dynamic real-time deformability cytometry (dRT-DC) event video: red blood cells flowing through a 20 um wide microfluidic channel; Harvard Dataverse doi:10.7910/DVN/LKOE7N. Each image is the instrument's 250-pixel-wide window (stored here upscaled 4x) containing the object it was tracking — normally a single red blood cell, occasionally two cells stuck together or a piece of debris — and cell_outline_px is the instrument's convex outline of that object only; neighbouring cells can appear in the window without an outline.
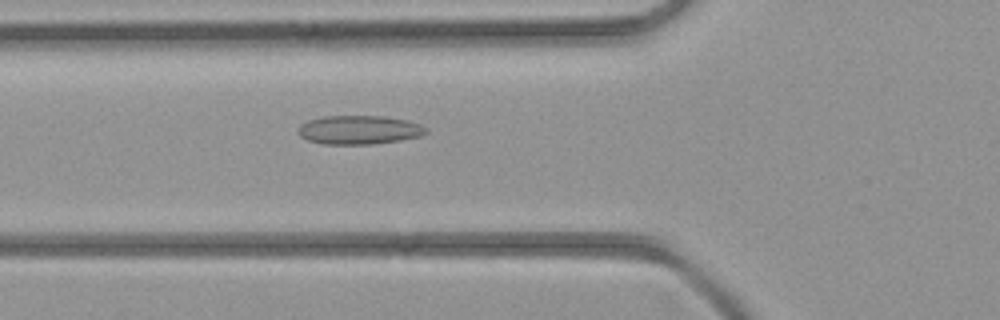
{"species": "common noctule bat (a hibernating species)", "species_latin": "Nyctalus noctula", "temperature_condition": "room temperature", "stored_images_in_passage": 33, "camera_frame_rate_fps": 3000, "um_per_image_px": 0.085, "animal": {"sex": "female", "body_mass_g": 21.9}, "frame": {"image": 1, "passage_image": 5, "time_ms": 1.333, "image_size_px": [1000, 320], "cell_outline_px": [[428, 132], [420, 136], [400, 140], [372, 144], [324, 144], [308, 140], [300, 136], [300, 124], [308, 120], [324, 116], [384, 116], [408, 120], [420, 124], [428, 128]], "centroid_in_image_um": [30.56, 11.03], "position_along_channel_um": 95.2, "area_um2": 21.44}}
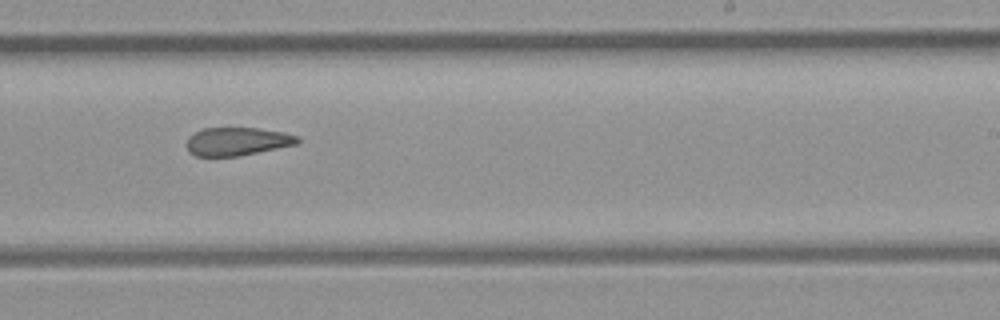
{"frame": {"image": 2, "passage_image": 16, "time_ms": 5.0, "image_size_px": [1000, 320], "cell_outline_px": [[300, 140], [296, 144], [240, 156], [196, 156], [188, 152], [188, 136], [204, 128], [260, 128], [284, 132], [300, 136]], "centroid_in_image_um": [20.19, 12.02], "position_along_channel_um": 268.8, "area_um2": 18.21}}
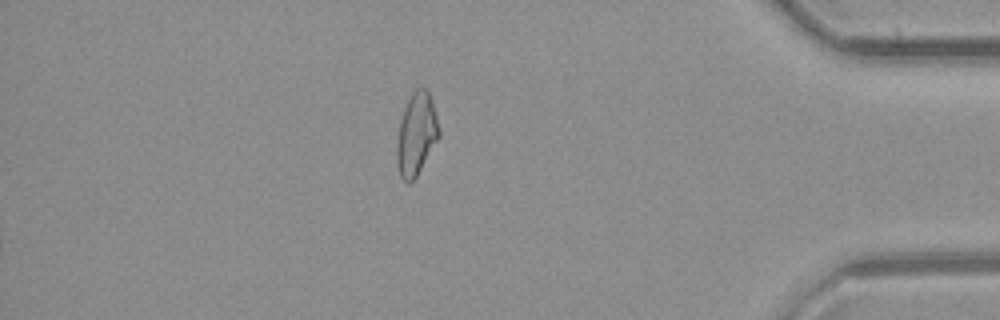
{"frame": {"image": 3, "passage_image": 27, "time_ms": 8.667, "image_size_px": [1000, 320], "cell_outline_px": [[440, 136], [416, 176], [408, 184], [400, 176], [396, 164], [396, 144], [400, 120], [404, 108], [412, 92], [416, 88], [424, 88], [428, 92], [432, 100], [440, 128]], "centroid_in_image_um": [35.38, 11.4], "position_along_channel_um": 399.8, "area_um2": 20.23}}